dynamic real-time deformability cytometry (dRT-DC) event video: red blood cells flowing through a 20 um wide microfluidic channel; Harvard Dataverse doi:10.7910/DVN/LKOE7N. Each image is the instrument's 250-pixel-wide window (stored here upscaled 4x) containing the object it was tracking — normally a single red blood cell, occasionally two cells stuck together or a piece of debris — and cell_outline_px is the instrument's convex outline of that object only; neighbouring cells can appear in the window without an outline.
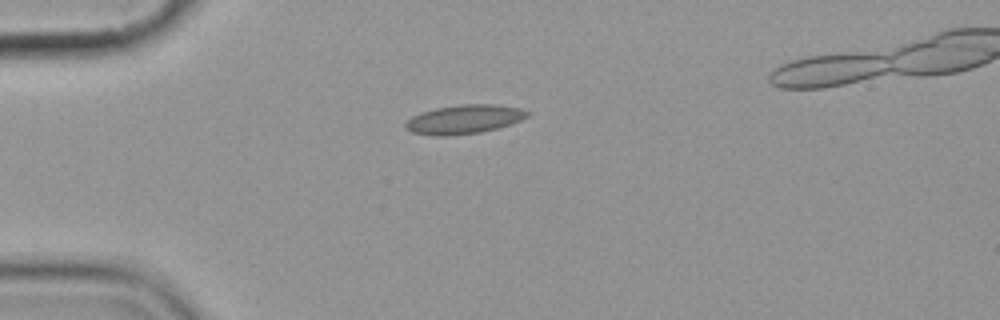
{"species": "common noctule bat (a hibernating species)", "species_latin": "Nyctalus noctula", "temperature_condition": "cold", "stored_images_in_passage": 6, "camera_frame_rate_fps": 3000, "um_per_image_px": 0.085, "animal": {"sex": "female", "body_mass_g": 19.9}, "frame": {"image": 1, "passage_image": 1, "time_ms": 0.0, "image_size_px": [1000, 320], "cell_outline_px": [[532, 112], [528, 116], [512, 124], [480, 132], [448, 136], [436, 136], [412, 132], [404, 128], [404, 124], [412, 116], [420, 112], [436, 108], [460, 104], [496, 104], [520, 108]], "centroid_in_image_um": [39.45, 10.13], "position_along_channel_um": 45.5, "area_um2": 20.69}}
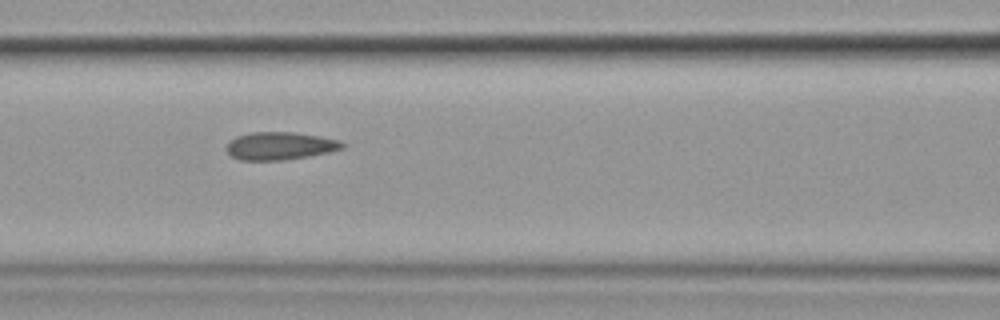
{"frame": {"image": 2, "passage_image": 4, "time_ms": 3.333, "image_size_px": [1000, 320], "cell_outline_px": [[344, 148], [328, 152], [308, 156], [284, 160], [240, 160], [232, 156], [224, 148], [236, 136], [252, 132], [292, 132], [320, 136], [340, 140], [344, 144]], "centroid_in_image_um": [23.8, 12.4], "position_along_channel_um": 142.8, "area_um2": 18.67}}
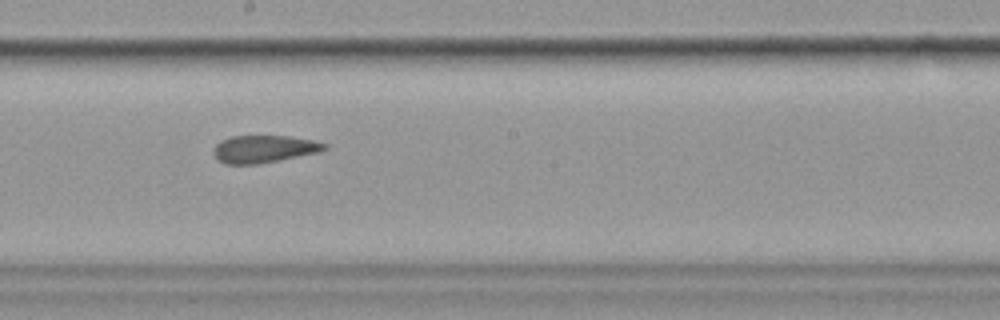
{"frame": {"image": 3, "passage_image": 6, "time_ms": 5.667, "image_size_px": [1000, 320], "cell_outline_px": [[328, 148], [320, 152], [280, 160], [256, 164], [224, 164], [216, 160], [212, 152], [212, 148], [220, 140], [232, 136], [288, 136], [312, 140], [328, 144]], "centroid_in_image_um": [22.4, 12.67], "position_along_channel_um": 225.8, "area_um2": 17.98}}